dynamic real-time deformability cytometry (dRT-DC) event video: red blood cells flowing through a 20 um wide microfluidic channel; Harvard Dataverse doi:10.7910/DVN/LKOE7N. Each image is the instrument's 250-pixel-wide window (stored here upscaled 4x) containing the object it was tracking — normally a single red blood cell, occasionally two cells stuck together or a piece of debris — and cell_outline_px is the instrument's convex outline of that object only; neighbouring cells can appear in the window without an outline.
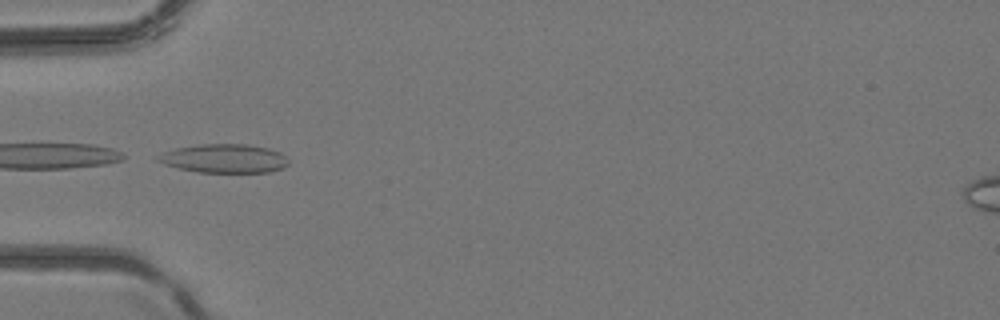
{"species": "common noctule bat (a hibernating species)", "species_latin": "Nyctalus noctula", "temperature_condition": "room temperature", "stored_images_in_passage": 6, "camera_frame_rate_fps": 3000, "um_per_image_px": 0.085, "animal": {"sex": "female", "body_mass_g": 24.6, "forearm_length_mm": 56.2}, "frame": {"image": 1, "passage_image": 4, "time_ms": 1.0, "image_size_px": [1000, 320], "cell_outline_px": [[288, 164], [284, 168], [268, 172], [200, 172], [180, 168], [164, 164], [156, 160], [156, 156], [160, 152], [176, 148], [200, 144], [248, 144], [268, 148], [280, 152], [288, 160]], "centroid_in_image_um": [19.04, 13.46], "position_along_channel_um": 66.0, "area_um2": 21.91}}
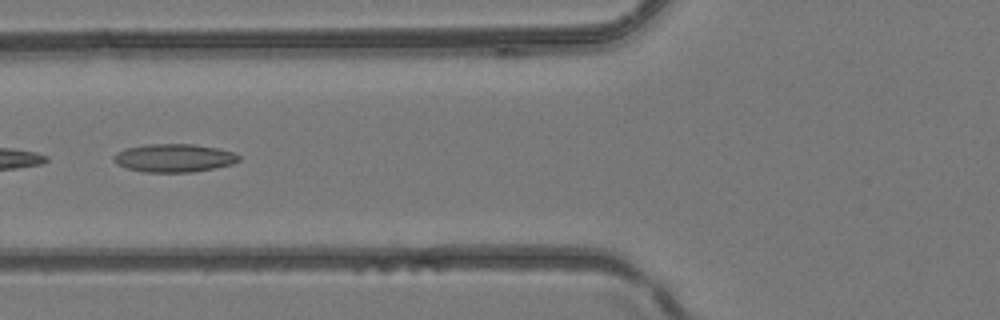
{"frame": {"image": 2, "passage_image": 5, "time_ms": 1.333, "image_size_px": [1000, 320], "cell_outline_px": [[240, 160], [232, 164], [192, 172], [144, 172], [128, 168], [116, 164], [112, 160], [112, 156], [116, 152], [128, 148], [148, 144], [192, 144], [216, 148], [236, 152], [240, 156]], "centroid_in_image_um": [14.78, 13.43], "position_along_channel_um": 111.0, "area_um2": 20.52}}